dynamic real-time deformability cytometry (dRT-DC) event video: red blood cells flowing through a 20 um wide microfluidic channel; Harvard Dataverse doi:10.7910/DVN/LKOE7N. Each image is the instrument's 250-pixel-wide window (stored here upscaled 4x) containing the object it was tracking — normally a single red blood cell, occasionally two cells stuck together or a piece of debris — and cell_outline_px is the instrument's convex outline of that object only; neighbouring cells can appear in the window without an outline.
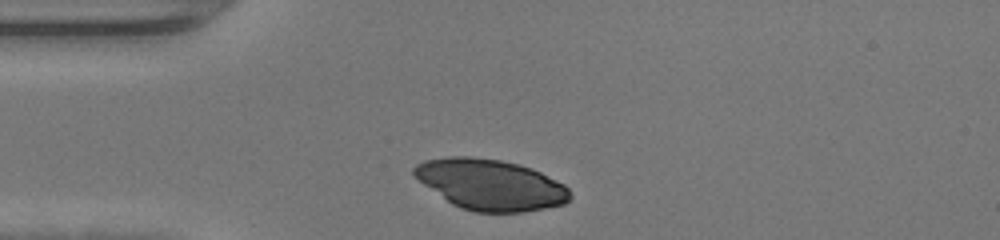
{"species": "human", "species_latin": "Homo sapiens", "temperature_condition": "warm", "stored_images_in_passage": 27, "camera_frame_rate_fps": 3000, "um_per_image_px": 0.085, "donor": {"sex": "female"}, "frame": {"image": 1, "passage_image": 1, "time_ms": 0.0, "image_size_px": [1000, 240], "cell_outline_px": [[572, 196], [564, 204], [524, 212], [476, 212], [460, 208], [452, 204], [412, 176], [412, 168], [416, 164], [424, 160], [448, 156], [472, 156], [500, 160], [520, 164], [532, 168], [564, 184], [568, 188]], "centroid_in_image_um": [41.66, 15.68], "position_along_channel_um": 43.3, "area_um2": 46.3}}
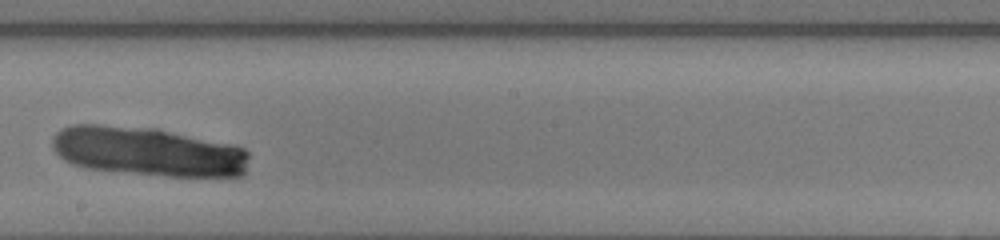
{"frame": {"image": 2, "passage_image": 16, "time_ms": 5.0, "image_size_px": [1000, 240], "cell_outline_px": [[248, 156], [244, 172], [240, 176], [168, 176], [88, 168], [72, 164], [64, 160], [52, 148], [52, 140], [56, 132], [60, 128], [72, 124], [100, 124], [156, 128], [232, 144], [244, 148], [248, 152]], "centroid_in_image_um": [12.53, 12.86], "position_along_channel_um": 235.7, "area_um2": 56.3}}
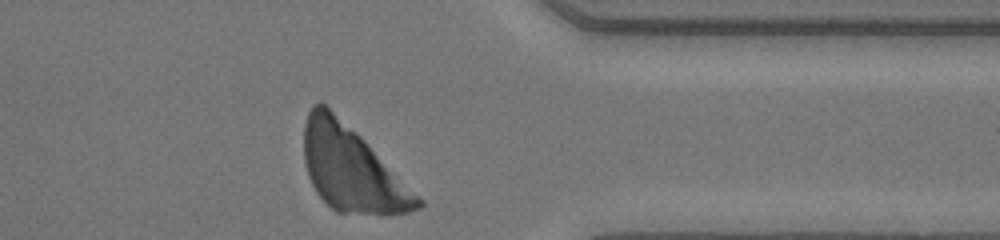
{"frame": {"image": 3, "passage_image": 27, "time_ms": 8.667, "image_size_px": [1000, 240], "cell_outline_px": [[424, 204], [420, 208], [408, 212], [388, 216], [336, 212], [316, 192], [308, 176], [304, 160], [304, 124], [308, 112], [320, 100], [356, 132], [424, 200]], "centroid_in_image_um": [29.91, 14.4], "position_along_channel_um": 381.5, "area_um2": 55.83}}